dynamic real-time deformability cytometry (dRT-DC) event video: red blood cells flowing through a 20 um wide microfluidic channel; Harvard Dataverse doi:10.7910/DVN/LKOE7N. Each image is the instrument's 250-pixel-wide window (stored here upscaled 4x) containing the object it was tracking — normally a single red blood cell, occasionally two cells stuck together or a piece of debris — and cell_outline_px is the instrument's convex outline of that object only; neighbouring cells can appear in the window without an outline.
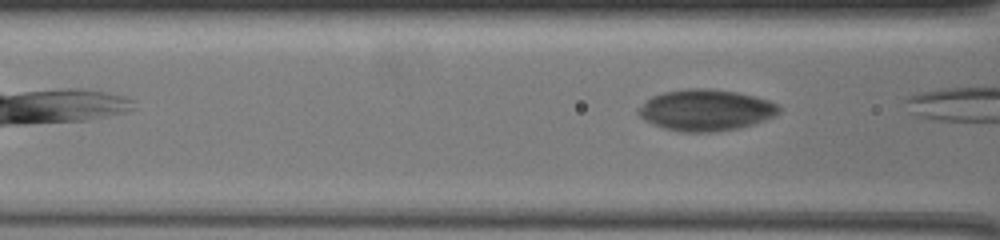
{"species": "common noctule bat (a hibernating species)", "species_latin": "Nyctalus noctula", "temperature_condition": "warm", "stored_images_in_passage": 8, "camera_frame_rate_fps": 3000, "um_per_image_px": 0.085, "animal": {"sex": "female", "body_mass_g": 19.5, "forearm_length_mm": 54.1}, "frame": {"image": 1, "passage_image": 7, "time_ms": 2.0, "image_size_px": [1000, 240], "cell_outline_px": [[780, 112], [764, 120], [740, 128], [712, 132], [680, 132], [664, 128], [652, 124], [644, 120], [636, 112], [652, 96], [664, 92], [688, 88], [708, 88], [736, 92], [768, 100], [776, 104], [780, 108]], "centroid_in_image_um": [59.97, 9.36], "position_along_channel_um": 106.6, "area_um2": 33.58}}